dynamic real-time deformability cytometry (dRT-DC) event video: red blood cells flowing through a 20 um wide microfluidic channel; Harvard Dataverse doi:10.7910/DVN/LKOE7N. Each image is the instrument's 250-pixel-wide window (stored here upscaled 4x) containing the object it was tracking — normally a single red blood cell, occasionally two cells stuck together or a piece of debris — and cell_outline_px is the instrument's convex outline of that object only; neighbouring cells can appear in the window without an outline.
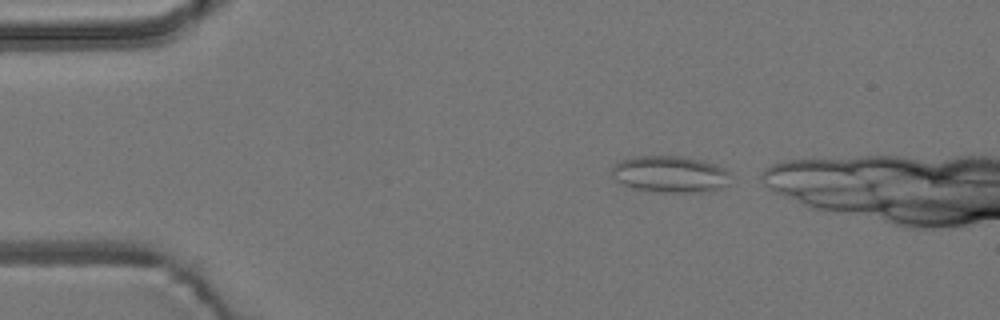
{"species": "common noctule bat (a hibernating species)", "species_latin": "Nyctalus noctula", "temperature_condition": "room temperature", "stored_images_in_passage": 10, "camera_frame_rate_fps": 3000, "um_per_image_px": 0.085, "animal": {"sex": "male", "body_mass_g": 19.2, "forearm_length_mm": 51.8}, "frame": {"image": 1, "passage_image": 2, "time_ms": 0.333, "image_size_px": [1000, 320], "cell_outline_px": [[728, 184], [720, 188], [700, 192], [660, 192], [636, 188], [624, 184], [616, 180], [612, 176], [612, 168], [620, 160], [632, 156], [680, 156], [700, 160], [724, 168], [728, 172]], "centroid_in_image_um": [56.93, 14.8], "position_along_channel_um": 28.1, "area_um2": 24.97}}